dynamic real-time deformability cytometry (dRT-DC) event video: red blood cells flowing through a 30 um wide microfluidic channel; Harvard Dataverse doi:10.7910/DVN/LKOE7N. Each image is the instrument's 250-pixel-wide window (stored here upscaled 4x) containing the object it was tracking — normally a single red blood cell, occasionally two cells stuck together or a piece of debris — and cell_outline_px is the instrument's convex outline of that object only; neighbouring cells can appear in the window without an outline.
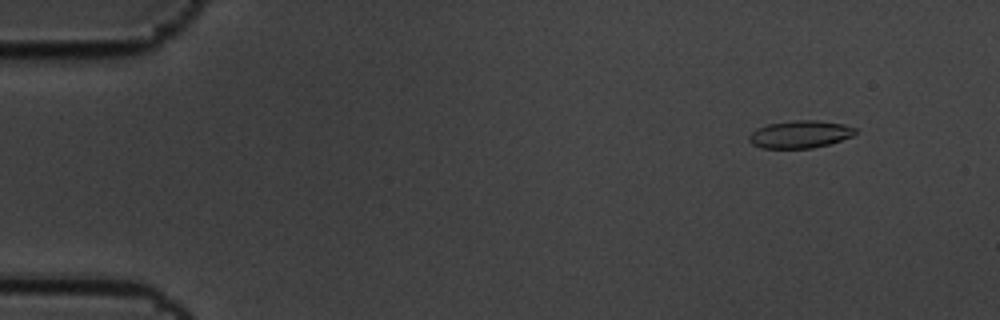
{"species": "common noctule bat (a hibernating species)", "species_latin": "Nyctalus noctula", "temperature_condition": "cold", "stored_images_in_passage": 5, "camera_frame_rate_fps": 3000, "um_per_image_px": 0.085, "animal": {"sex": "male", "body_mass_g": 19.5, "forearm_length_mm": 54.6}, "frame": {"image": 1, "passage_image": 1, "time_ms": 0.0, "image_size_px": [1000, 320], "cell_outline_px": [[856, 132], [852, 136], [828, 144], [812, 148], [764, 148], [752, 144], [748, 140], [748, 136], [756, 128], [768, 124], [796, 120], [820, 120], [844, 124], [856, 128]], "centroid_in_image_um": [67.99, 11.41], "position_along_channel_um": 17.0, "area_um2": 16.99}}
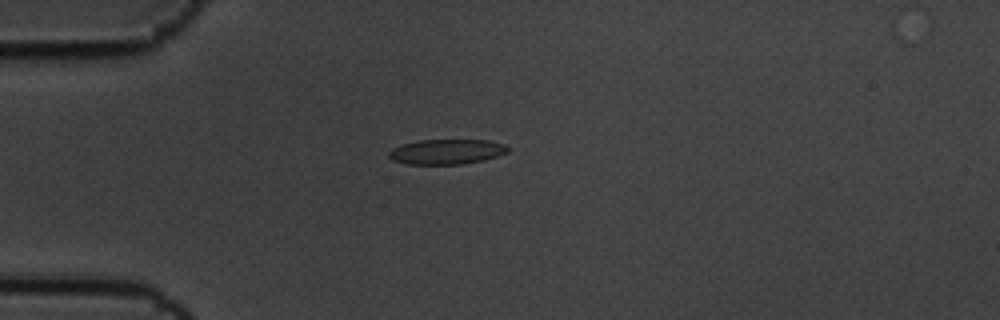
{"frame": {"image": 2, "passage_image": 3, "time_ms": 0.667, "image_size_px": [1000, 320], "cell_outline_px": [[508, 152], [484, 160], [464, 164], [408, 164], [392, 160], [388, 156], [388, 152], [392, 148], [404, 144], [420, 140], [488, 140], [504, 144], [508, 148]], "centroid_in_image_um": [37.95, 12.9], "position_along_channel_um": 47.0, "area_um2": 17.28}}
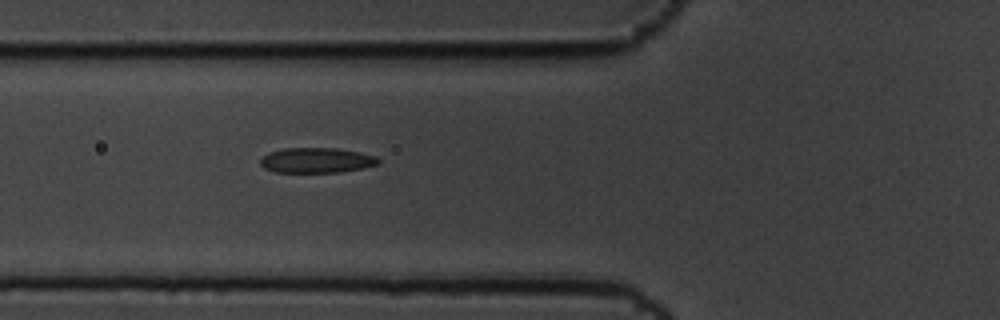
{"frame": {"image": 3, "passage_image": 5, "time_ms": 1.333, "image_size_px": [1000, 320], "cell_outline_px": [[380, 164], [364, 168], [340, 172], [276, 172], [264, 168], [260, 164], [260, 160], [268, 152], [284, 148], [336, 148], [360, 152], [376, 156], [380, 160]], "centroid_in_image_um": [26.93, 13.62], "position_along_channel_um": 98.9, "area_um2": 17.4}}